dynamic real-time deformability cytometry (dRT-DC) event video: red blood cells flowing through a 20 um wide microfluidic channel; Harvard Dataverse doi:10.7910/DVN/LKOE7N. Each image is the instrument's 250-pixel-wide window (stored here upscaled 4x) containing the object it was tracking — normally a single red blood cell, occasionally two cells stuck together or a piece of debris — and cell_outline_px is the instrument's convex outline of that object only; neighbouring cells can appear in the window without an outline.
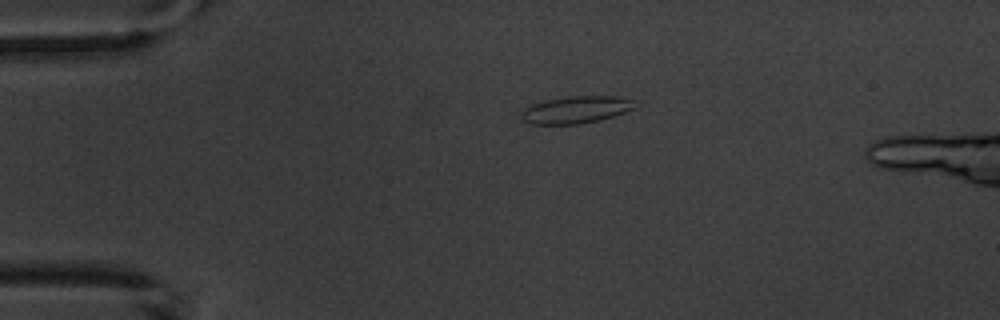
{"species": "common noctule bat (a hibernating species)", "species_latin": "Nyctalus noctula", "temperature_condition": "warm", "stored_images_in_passage": 3, "camera_frame_rate_fps": 3000, "um_per_image_px": 0.085, "animal": {"sex": "male", "body_mass_g": 20.1, "forearm_length_mm": 53.5}, "frame": {"image": 1, "passage_image": 1, "time_ms": 0.0, "image_size_px": [1000, 320], "cell_outline_px": [[636, 108], [600, 120], [580, 124], [532, 124], [524, 120], [520, 116], [524, 108], [532, 104], [544, 100], [572, 96], [616, 96], [632, 100]], "centroid_in_image_um": [48.94, 9.33], "position_along_channel_um": 36.1, "area_um2": 17.86}}